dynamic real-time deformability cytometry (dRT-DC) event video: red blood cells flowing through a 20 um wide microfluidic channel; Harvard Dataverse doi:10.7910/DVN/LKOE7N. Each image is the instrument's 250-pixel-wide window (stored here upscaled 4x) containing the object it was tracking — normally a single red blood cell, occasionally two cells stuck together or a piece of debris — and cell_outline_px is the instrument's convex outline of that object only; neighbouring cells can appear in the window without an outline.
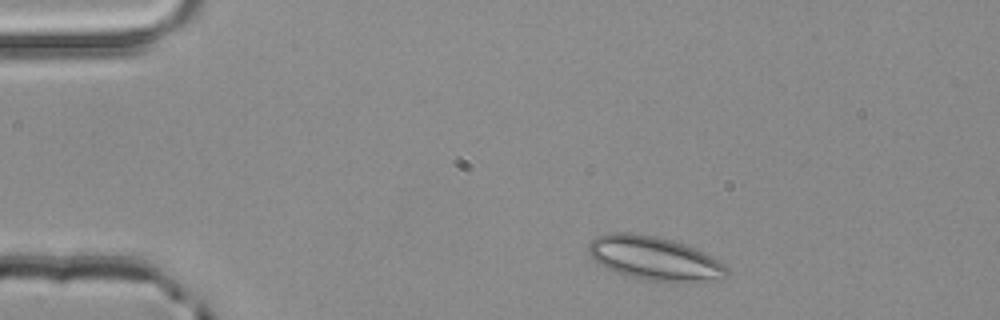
{"species": "common noctule bat (a hibernating species)", "species_latin": "Nyctalus noctula", "temperature_condition": "room temperature", "stored_images_in_passage": 1, "camera_frame_rate_fps": 3000, "um_per_image_px": 0.085, "animal": {"sex": "male", "body_mass_g": 20.4}, "frame": {"image": 1, "passage_image": 1, "time_ms": 0.0, "image_size_px": [1000, 320], "cell_outline_px": [[728, 276], [724, 280], [648, 280], [624, 276], [596, 264], [588, 252], [588, 244], [596, 236], [612, 232], [628, 232], [656, 236], [672, 240], [696, 248], [712, 256], [724, 264], [728, 268]], "centroid_in_image_um": [55.59, 21.94], "position_along_channel_um": 29.4, "area_um2": 35.26}}